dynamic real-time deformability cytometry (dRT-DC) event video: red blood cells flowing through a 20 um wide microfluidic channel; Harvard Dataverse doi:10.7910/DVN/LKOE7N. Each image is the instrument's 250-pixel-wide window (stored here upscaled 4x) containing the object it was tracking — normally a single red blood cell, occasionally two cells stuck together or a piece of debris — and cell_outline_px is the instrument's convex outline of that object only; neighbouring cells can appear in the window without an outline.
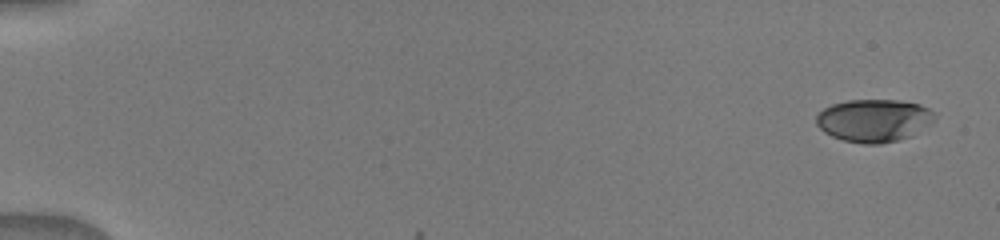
{"species": "human", "species_latin": "Homo sapiens", "temperature_condition": "warm", "stored_images_in_passage": 34, "camera_frame_rate_fps": 3000, "um_per_image_px": 0.085, "donor": {"sex": "male"}, "frame": {"image": 1, "passage_image": 1, "time_ms": 0.0, "image_size_px": [1000, 240], "cell_outline_px": [[936, 116], [928, 124], [912, 136], [900, 140], [880, 144], [864, 144], [844, 140], [832, 136], [824, 132], [816, 124], [816, 116], [824, 108], [832, 104], [848, 100], [900, 100], [920, 104], [928, 108]], "centroid_in_image_um": [74.27, 10.24], "position_along_channel_um": 10.7, "area_um2": 29.42}}
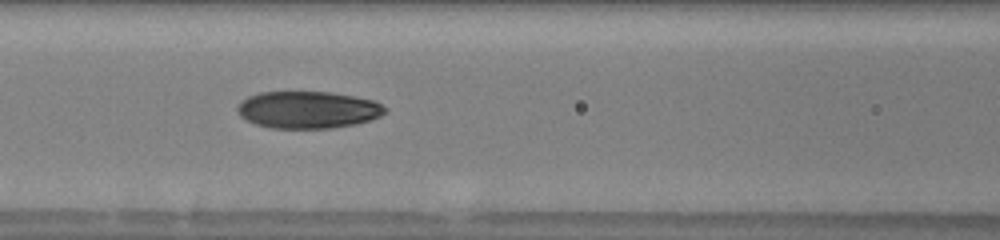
{"frame": {"image": 2, "passage_image": 12, "time_ms": 7.333, "image_size_px": [1000, 240], "cell_outline_px": [[388, 112], [380, 116], [356, 124], [332, 128], [268, 128], [244, 120], [236, 112], [236, 108], [248, 96], [260, 92], [328, 92], [376, 100], [388, 108]], "centroid_in_image_um": [26.18, 9.34], "position_along_channel_um": 140.4, "area_um2": 32.14}}
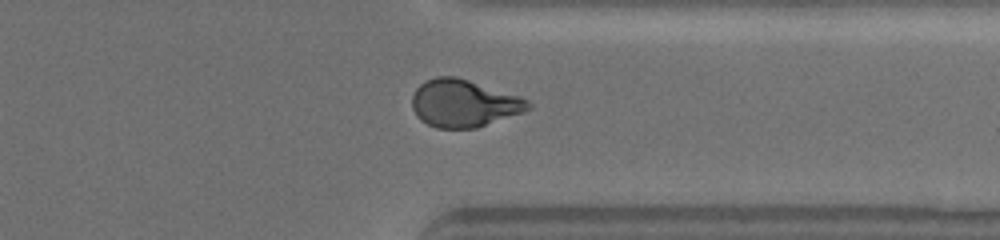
{"frame": {"image": 3, "passage_image": 26, "time_ms": 13.0, "image_size_px": [1000, 240], "cell_outline_px": [[532, 108], [524, 112], [476, 128], [436, 128], [420, 120], [416, 116], [412, 108], [412, 96], [416, 88], [424, 80], [436, 76], [456, 76], [520, 96], [528, 100], [532, 104]], "centroid_in_image_um": [39.41, 8.78], "position_along_channel_um": 372.0, "area_um2": 32.31}}